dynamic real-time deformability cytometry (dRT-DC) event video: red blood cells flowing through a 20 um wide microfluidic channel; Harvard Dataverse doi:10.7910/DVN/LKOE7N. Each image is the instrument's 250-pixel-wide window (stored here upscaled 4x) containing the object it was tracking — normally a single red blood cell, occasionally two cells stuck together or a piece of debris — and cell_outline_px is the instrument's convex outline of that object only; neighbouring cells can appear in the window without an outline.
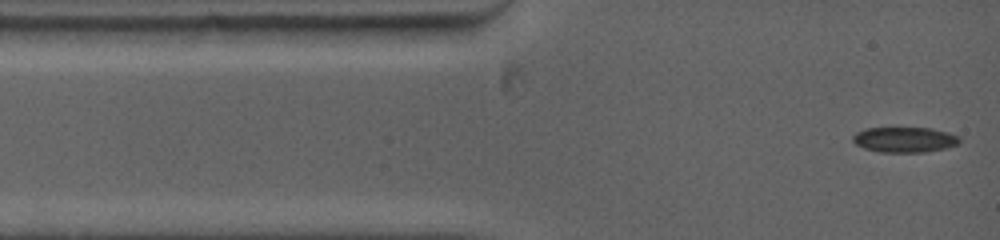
{"species": "common noctule bat (a hibernating species)", "species_latin": "Nyctalus noctula", "temperature_condition": "warm", "stored_images_in_passage": 11, "camera_frame_rate_fps": 5000, "um_per_image_px": 0.085, "animal": {"sex": "female", "body_mass_g": 19.0, "forearm_length_mm": 53.3}, "frame": {"image": 1, "passage_image": 1, "time_ms": 0.0, "image_size_px": [1000, 240], "cell_outline_px": [[960, 140], [956, 144], [944, 148], [924, 152], [880, 152], [864, 148], [856, 144], [852, 140], [852, 136], [856, 132], [864, 128], [932, 128], [948, 132], [960, 136]], "centroid_in_image_um": [76.86, 11.86], "position_along_channel_um": 8.1, "area_um2": 15.72}}
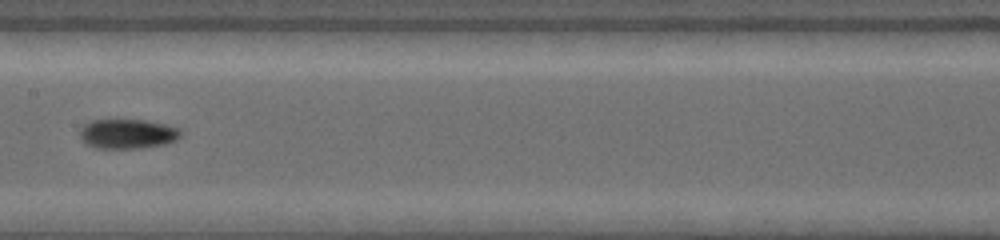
{"frame": {"image": 2, "passage_image": 7, "time_ms": 5.8, "image_size_px": [1000, 240], "cell_outline_px": [[180, 136], [176, 140], [164, 144], [140, 148], [96, 148], [84, 144], [80, 136], [80, 128], [88, 120], [144, 120], [164, 124], [180, 128]], "centroid_in_image_um": [10.8, 11.37], "position_along_channel_um": 196.6, "area_um2": 17.46}}
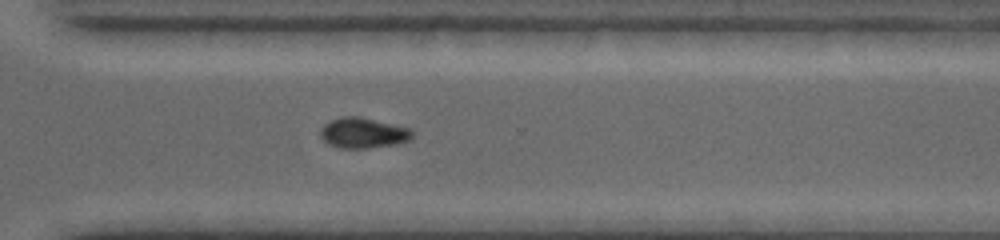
{"frame": {"image": 3, "passage_image": 11, "time_ms": 9.4, "image_size_px": [1000, 240], "cell_outline_px": [[412, 136], [408, 140], [396, 144], [368, 148], [340, 148], [328, 144], [320, 136], [320, 128], [324, 124], [332, 120], [344, 116], [360, 116], [408, 128], [412, 132]], "centroid_in_image_um": [30.82, 11.3], "position_along_channel_um": 339.8, "area_um2": 16.13}}